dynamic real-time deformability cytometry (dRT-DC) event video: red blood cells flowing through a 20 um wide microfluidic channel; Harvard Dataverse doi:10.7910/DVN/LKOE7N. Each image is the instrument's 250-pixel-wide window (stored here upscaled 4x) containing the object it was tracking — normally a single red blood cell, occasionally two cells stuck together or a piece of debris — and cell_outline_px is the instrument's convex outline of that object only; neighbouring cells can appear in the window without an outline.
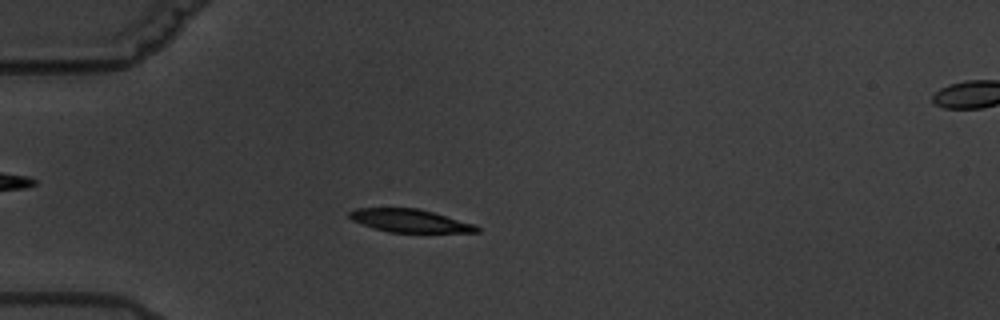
{"species": "common noctule bat (a hibernating species)", "species_latin": "Nyctalus noctula", "temperature_condition": "warm", "stored_images_in_passage": 4, "camera_frame_rate_fps": 3000, "um_per_image_px": 0.085, "animal": {"sex": "male", "body_mass_g": 19.5, "forearm_length_mm": 54.6}, "frame": {"image": 1, "passage_image": 3, "time_ms": 3.333, "image_size_px": [1000, 320], "cell_outline_px": [[480, 232], [388, 232], [372, 228], [352, 220], [348, 216], [348, 212], [356, 208], [416, 208], [432, 212], [476, 224], [480, 228]], "centroid_in_image_um": [34.82, 18.76], "position_along_channel_um": 50.2, "area_um2": 17.05}}